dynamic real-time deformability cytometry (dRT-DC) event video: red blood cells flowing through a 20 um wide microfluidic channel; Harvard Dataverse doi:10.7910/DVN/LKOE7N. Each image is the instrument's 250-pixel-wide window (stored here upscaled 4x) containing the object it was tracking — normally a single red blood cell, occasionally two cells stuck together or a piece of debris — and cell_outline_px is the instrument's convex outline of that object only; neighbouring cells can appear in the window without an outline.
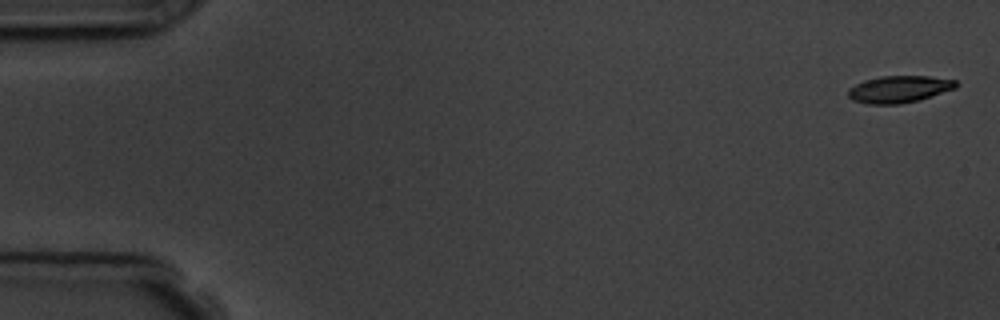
{"species": "common noctule bat (a hibernating species)", "species_latin": "Nyctalus noctula", "temperature_condition": "room temperature", "stored_images_in_passage": 5, "camera_frame_rate_fps": 3000, "um_per_image_px": 0.085, "animal": {"sex": "male", "body_mass_g": 19.5, "forearm_length_mm": 54.6}, "frame": {"image": 1, "passage_image": 1, "time_ms": 0.0, "image_size_px": [1000, 320], "cell_outline_px": [[960, 84], [956, 88], [920, 100], [900, 104], [868, 104], [852, 100], [848, 96], [848, 88], [864, 80], [880, 76], [928, 76], [956, 80]], "centroid_in_image_um": [76.44, 7.58], "position_along_channel_um": 8.6, "area_um2": 17.11}}
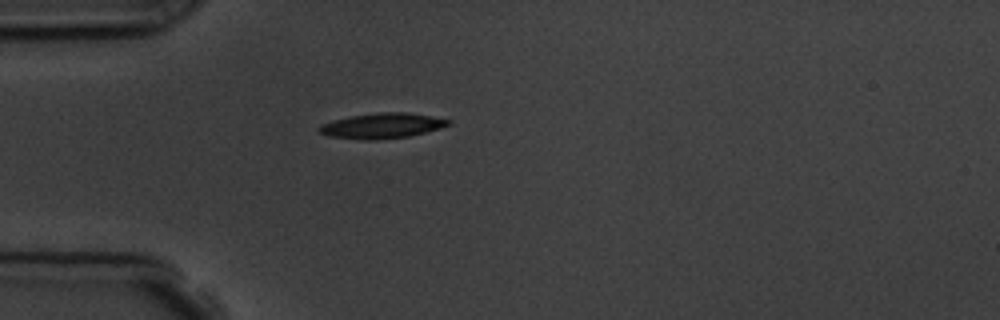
{"frame": {"image": 2, "passage_image": 5, "time_ms": 4.667, "image_size_px": [1000, 320], "cell_outline_px": [[452, 124], [440, 128], [408, 136], [376, 140], [364, 140], [328, 136], [320, 132], [316, 128], [332, 120], [352, 116], [376, 112], [408, 112], [452, 120]], "centroid_in_image_um": [32.48, 10.68], "position_along_channel_um": 52.5, "area_um2": 18.96}}